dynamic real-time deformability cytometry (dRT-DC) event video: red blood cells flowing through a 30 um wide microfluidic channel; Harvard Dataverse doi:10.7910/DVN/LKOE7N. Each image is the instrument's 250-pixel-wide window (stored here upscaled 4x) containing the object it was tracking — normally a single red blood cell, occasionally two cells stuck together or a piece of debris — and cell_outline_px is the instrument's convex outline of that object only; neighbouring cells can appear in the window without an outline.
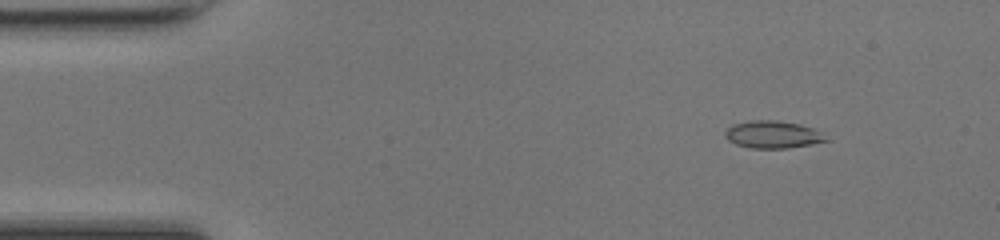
{"species": "common noctule bat (a hibernating species)", "species_latin": "Nyctalus noctula", "temperature_condition": "room temperature", "stored_images_in_passage": 48, "camera_frame_rate_fps": 3000, "um_per_image_px": 0.085, "animal": {"sex": "female", "body_mass_g": 17.0, "forearm_length_mm": 48.0}, "frame": {"image": 1, "passage_image": 6, "time_ms": 1.667, "image_size_px": [1000, 240], "cell_outline_px": [[828, 140], [812, 144], [788, 148], [748, 148], [736, 144], [728, 140], [724, 136], [724, 132], [732, 124], [752, 120], [776, 120], [800, 124], [812, 128], [820, 132]], "centroid_in_image_um": [65.64, 11.43], "position_along_channel_um": 19.4, "area_um2": 16.07}}
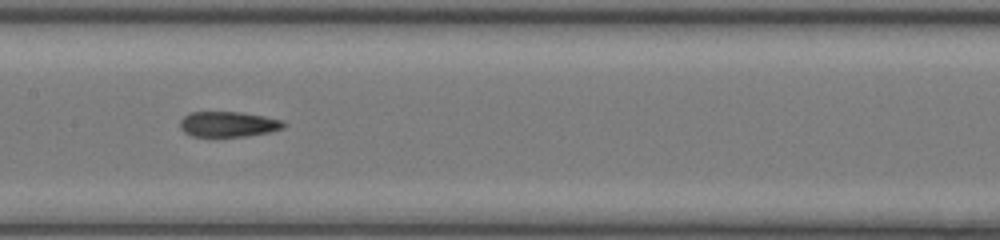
{"frame": {"image": 2, "passage_image": 24, "time_ms": 7.667, "image_size_px": [1000, 240], "cell_outline_px": [[288, 124], [284, 128], [268, 132], [248, 136], [192, 136], [184, 132], [180, 128], [180, 120], [188, 112], [240, 112], [264, 116], [284, 120]], "centroid_in_image_um": [19.42, 10.55], "position_along_channel_um": 188.0, "area_um2": 15.43}}
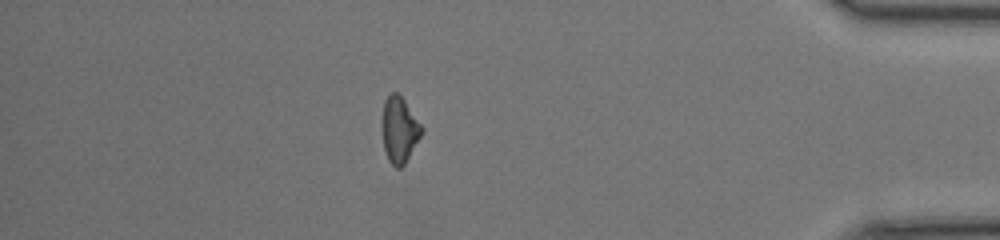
{"frame": {"image": 3, "passage_image": 42, "time_ms": 13.667, "image_size_px": [1000, 240], "cell_outline_px": [[424, 132], [404, 164], [400, 168], [396, 168], [388, 160], [384, 148], [384, 100], [392, 92], [396, 92], [404, 100], [424, 128]], "centroid_in_image_um": [33.99, 11.05], "position_along_channel_um": 401.2, "area_um2": 14.74}, "authors_computed_cell_mechanics": {"area_um2": 15.606, "velocity_mm_per_s": 4.3196, "shape_relaxation_time_tau1_ms": null, "shape_relaxation_time_tau2_ms": 4.3414, "deformation_change_tau1": null, "deformation_change_tau2": 0.1139}}